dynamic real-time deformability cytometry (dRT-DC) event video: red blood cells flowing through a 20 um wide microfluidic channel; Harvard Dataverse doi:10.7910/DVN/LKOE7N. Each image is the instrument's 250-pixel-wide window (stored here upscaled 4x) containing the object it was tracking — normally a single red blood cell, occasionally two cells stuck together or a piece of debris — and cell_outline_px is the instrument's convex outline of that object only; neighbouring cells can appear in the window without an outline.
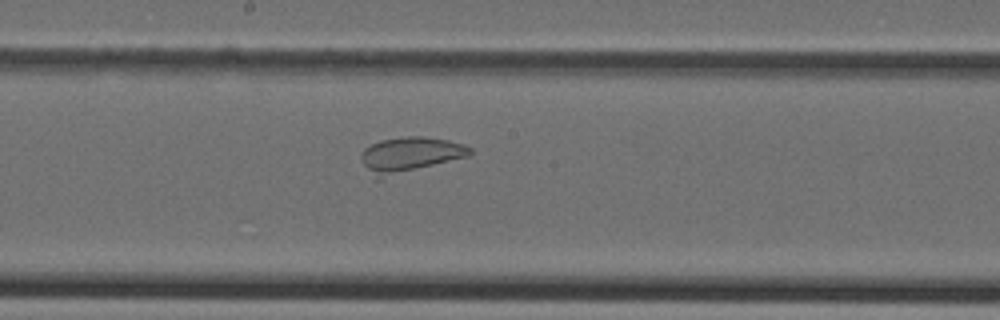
{"species": "Egyptian fruit bat (a non-hibernating species)", "species_latin": "Rousettus aegyptiacus", "temperature_condition": "cold", "stored_images_in_passage": 36, "camera_frame_rate_fps": 3000, "um_per_image_px": 0.085, "animal": {"sex": "female"}, "frame": {"image": 1, "passage_image": 17, "time_ms": 5.333, "image_size_px": [1000, 320], "cell_outline_px": [[472, 152], [468, 156], [380, 180], [376, 180], [360, 160], [360, 156], [364, 148], [380, 140], [408, 136], [424, 136], [448, 140], [464, 144], [472, 148]], "centroid_in_image_um": [34.82, 13.17], "position_along_channel_um": 213.4, "area_um2": 22.66}}
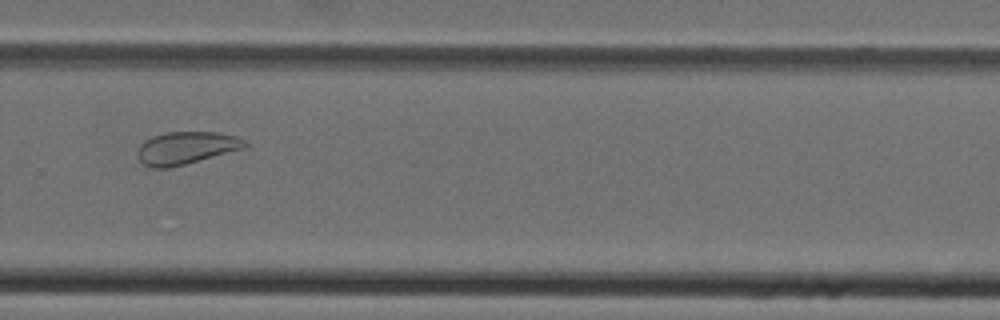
{"frame": {"image": 2, "passage_image": 24, "time_ms": 7.667, "image_size_px": [1000, 320], "cell_outline_px": [[248, 144], [244, 148], [200, 160], [168, 168], [152, 168], [144, 164], [140, 160], [140, 144], [144, 140], [152, 136], [168, 132], [216, 132], [236, 136], [244, 140]], "centroid_in_image_um": [15.83, 12.56], "position_along_channel_um": 314.0, "area_um2": 20.0}}
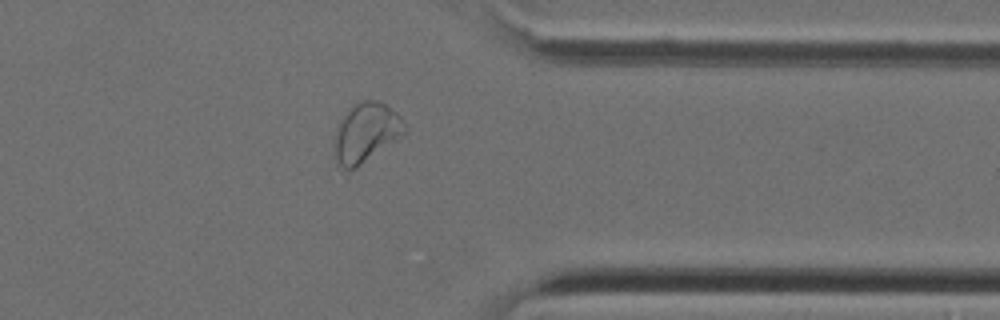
{"frame": {"image": 3, "passage_image": 29, "time_ms": 9.333, "image_size_px": [1000, 320], "cell_outline_px": [[404, 132], [400, 136], [356, 168], [336, 168], [332, 156], [336, 132], [344, 116], [352, 104], [364, 100], [380, 100], [396, 112], [400, 116], [404, 128]], "centroid_in_image_um": [31.04, 11.29], "position_along_channel_um": 380.4, "area_um2": 23.99}}